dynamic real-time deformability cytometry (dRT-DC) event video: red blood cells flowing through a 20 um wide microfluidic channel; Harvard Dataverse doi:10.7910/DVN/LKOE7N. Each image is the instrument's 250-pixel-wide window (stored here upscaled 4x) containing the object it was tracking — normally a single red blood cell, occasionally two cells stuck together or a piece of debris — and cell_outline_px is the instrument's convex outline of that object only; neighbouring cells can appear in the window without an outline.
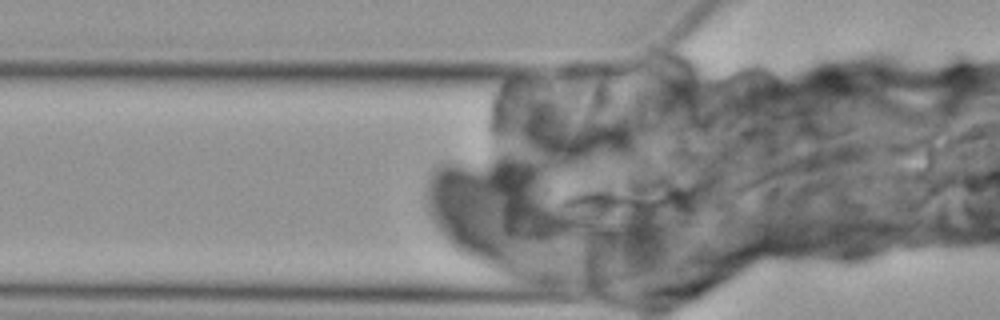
{"species": "Egyptian fruit bat (a non-hibernating species)", "species_latin": "Rousettus aegyptiacus", "temperature_condition": "cold", "stored_images_in_passage": 3, "camera_frame_rate_fps": 3000, "um_per_image_px": 0.085, "animal": {"sex": "female"}, "frame": {"image": 1, "passage_image": 3, "time_ms": 3.0, "image_size_px": [1000, 320], "cell_outline_px": [[696, 224], [664, 228], [640, 228], [572, 224], [568, 220], [560, 208], [560, 200], [564, 196], [576, 192], [596, 188], [680, 188], [684, 192], [696, 216]], "centroid_in_image_um": [53.48, 17.67], "position_along_channel_um": 72.3, "area_um2": 34.33}}